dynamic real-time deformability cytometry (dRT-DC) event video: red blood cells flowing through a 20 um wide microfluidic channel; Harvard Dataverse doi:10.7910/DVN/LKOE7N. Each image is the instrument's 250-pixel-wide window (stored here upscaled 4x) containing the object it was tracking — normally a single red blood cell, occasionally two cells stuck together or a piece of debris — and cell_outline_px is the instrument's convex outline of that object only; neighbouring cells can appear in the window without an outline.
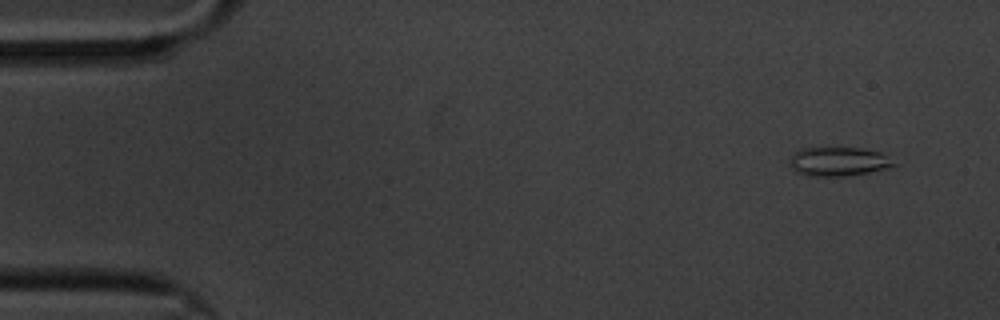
{"species": "common noctule bat (a hibernating species)", "species_latin": "Nyctalus noctula", "temperature_condition": "cold", "stored_images_in_passage": 17, "camera_frame_rate_fps": 3000, "um_per_image_px": 0.085, "animal": {"sex": "male", "body_mass_g": 20.1, "forearm_length_mm": 53.5}, "frame": {"image": 1, "passage_image": 4, "time_ms": 1.0, "image_size_px": [1000, 320], "cell_outline_px": [[896, 164], [888, 168], [848, 176], [808, 176], [796, 172], [788, 164], [788, 160], [800, 148], [860, 148], [880, 152], [888, 156]], "centroid_in_image_um": [71.24, 13.74], "position_along_channel_um": 13.8, "area_um2": 17.63}}